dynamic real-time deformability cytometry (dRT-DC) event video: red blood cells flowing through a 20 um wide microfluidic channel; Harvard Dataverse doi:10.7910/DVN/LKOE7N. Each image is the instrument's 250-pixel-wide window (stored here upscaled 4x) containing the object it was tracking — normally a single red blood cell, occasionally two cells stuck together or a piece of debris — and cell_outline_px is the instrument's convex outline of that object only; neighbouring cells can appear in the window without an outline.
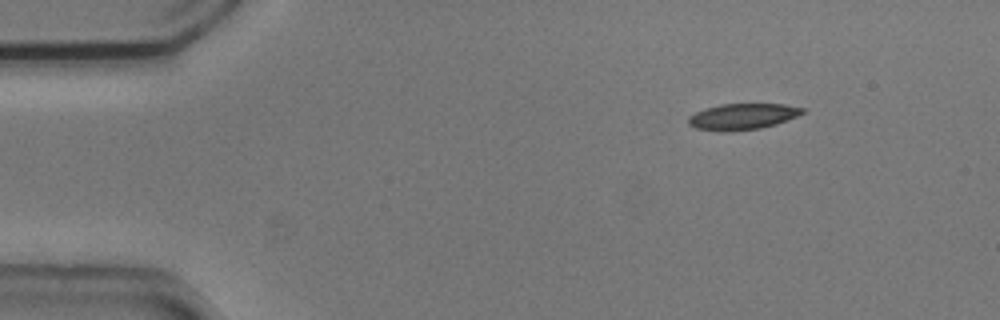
{"species": "common noctule bat (a hibernating species)", "species_latin": "Nyctalus noctula", "temperature_condition": "cold", "stored_images_in_passage": 33, "camera_frame_rate_fps": 3000, "um_per_image_px": 0.085, "animal": {"sex": "male", "body_mass_g": 20.5, "forearm_length_mm": 52.5}, "frame": {"image": 1, "passage_image": 1, "time_ms": 0.0, "image_size_px": [1000, 320], "cell_outline_px": [[804, 112], [796, 116], [776, 124], [760, 128], [732, 132], [720, 132], [696, 128], [688, 124], [688, 116], [696, 112], [720, 104], [784, 104], [804, 108]], "centroid_in_image_um": [63.09, 9.92], "position_along_channel_um": 21.9, "area_um2": 17.34}}
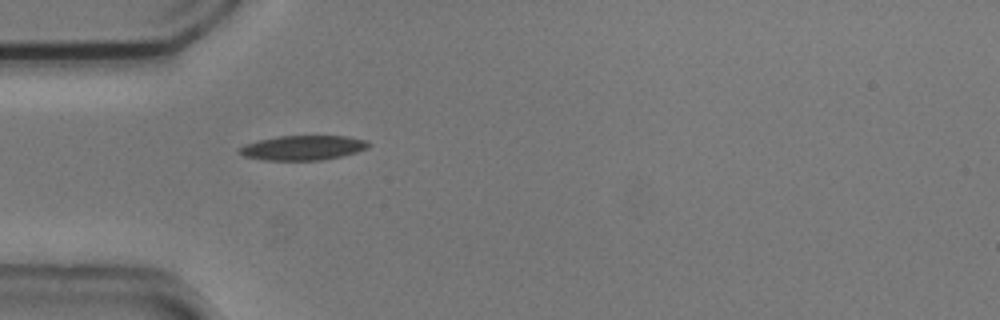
{"frame": {"image": 2, "passage_image": 10, "time_ms": 3.0, "image_size_px": [1000, 320], "cell_outline_px": [[372, 144], [368, 148], [356, 152], [340, 156], [320, 160], [264, 160], [244, 156], [236, 152], [244, 144], [276, 136], [344, 136], [368, 140]], "centroid_in_image_um": [25.75, 12.55], "position_along_channel_um": 59.3, "area_um2": 18.55}}
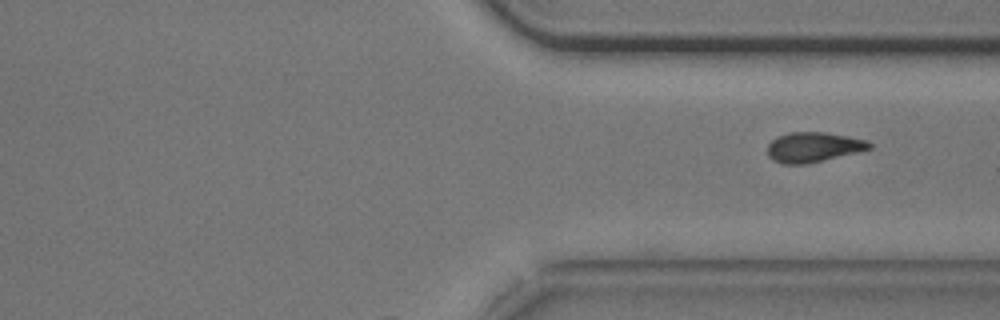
{"frame": {"image": 3, "passage_image": 33, "time_ms": 10.667, "image_size_px": [1000, 320], "cell_outline_px": [[872, 148], [860, 152], [808, 164], [784, 164], [772, 160], [768, 156], [768, 144], [776, 136], [788, 132], [824, 132], [848, 136], [868, 140], [872, 144]], "centroid_in_image_um": [69.15, 12.51], "position_along_channel_um": 342.2, "area_um2": 18.09}}